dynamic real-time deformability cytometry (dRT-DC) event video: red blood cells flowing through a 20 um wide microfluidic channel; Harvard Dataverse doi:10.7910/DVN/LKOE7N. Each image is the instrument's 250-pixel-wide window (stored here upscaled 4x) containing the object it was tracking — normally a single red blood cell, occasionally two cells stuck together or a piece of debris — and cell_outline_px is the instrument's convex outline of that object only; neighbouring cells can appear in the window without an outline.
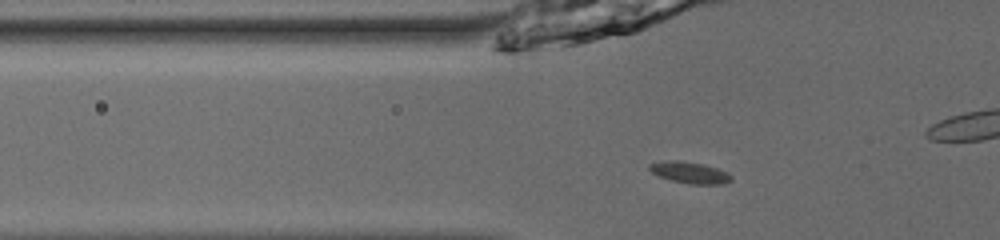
{"species": "common noctule bat (a hibernating species)", "species_latin": "Nyctalus noctula", "temperature_condition": "room temperature", "stored_images_in_passage": 24, "camera_frame_rate_fps": 3000, "um_per_image_px": 0.085, "animal": {"sex": "male", "body_mass_g": 13.0, "forearm_length_mm": 53.1}, "frame": {"image": 1, "passage_image": 21, "time_ms": 6.667, "image_size_px": [1000, 240], "cell_outline_px": [[732, 180], [724, 184], [688, 184], [672, 180], [660, 176], [652, 172], [648, 168], [648, 164], [668, 160], [676, 160], [704, 164], [728, 172], [732, 176]], "centroid_in_image_um": [58.65, 14.67], "position_along_channel_um": 67.1, "area_um2": 10.23}}